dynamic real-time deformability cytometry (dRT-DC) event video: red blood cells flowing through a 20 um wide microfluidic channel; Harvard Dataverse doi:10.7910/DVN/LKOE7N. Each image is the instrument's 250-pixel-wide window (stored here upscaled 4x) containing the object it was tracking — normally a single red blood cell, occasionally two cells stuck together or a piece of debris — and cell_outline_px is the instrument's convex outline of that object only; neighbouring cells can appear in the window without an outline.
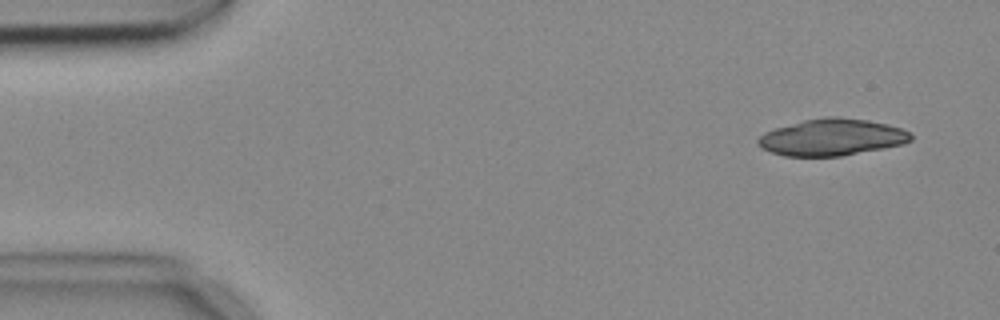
{"species": "common noctule bat (a hibernating species)", "species_latin": "Nyctalus noctula", "temperature_condition": "cold", "stored_images_in_passage": 3, "camera_frame_rate_fps": 3000, "um_per_image_px": 0.085, "animal": {"sex": "female", "body_mass_g": 18.4}, "frame": {"image": 1, "passage_image": 1, "time_ms": 0.0, "image_size_px": [1000, 320], "cell_outline_px": [[912, 140], [904, 144], [884, 148], [840, 156], [784, 156], [772, 152], [756, 144], [756, 140], [764, 132], [776, 128], [804, 120], [824, 116], [836, 116], [868, 120], [888, 124], [900, 128], [908, 132], [912, 136]], "centroid_in_image_um": [70.71, 11.66], "position_along_channel_um": 14.3, "area_um2": 32.66}}